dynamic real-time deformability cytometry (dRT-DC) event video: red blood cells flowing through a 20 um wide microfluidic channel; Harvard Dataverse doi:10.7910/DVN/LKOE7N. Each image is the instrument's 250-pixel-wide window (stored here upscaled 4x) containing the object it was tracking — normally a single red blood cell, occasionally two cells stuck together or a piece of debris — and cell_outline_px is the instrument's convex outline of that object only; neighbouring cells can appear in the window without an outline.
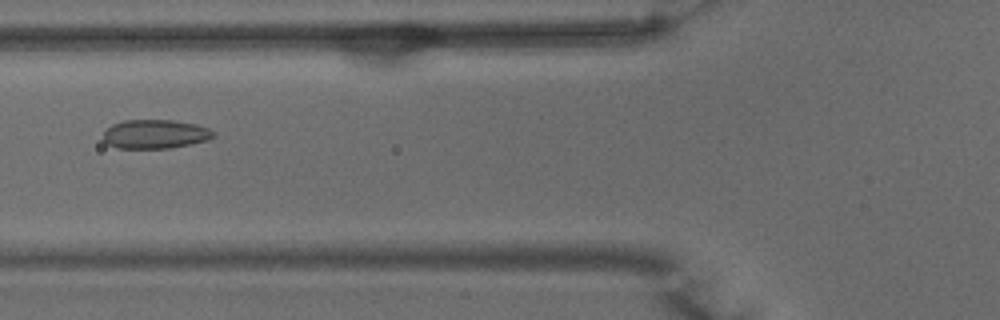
{"species": "common noctule bat (a hibernating species)", "species_latin": "Nyctalus noctula", "temperature_condition": "warm", "stored_images_in_passage": 43, "camera_frame_rate_fps": 3000, "um_per_image_px": 0.085, "animal": {"sex": "male", "body_mass_g": 15.6}, "frame": {"image": 1, "passage_image": 11, "time_ms": 3.333, "image_size_px": [1000, 320], "cell_outline_px": [[216, 136], [208, 140], [168, 148], [116, 148], [108, 144], [104, 140], [104, 132], [112, 124], [124, 120], [172, 120], [196, 124], [208, 128], [216, 132]], "centroid_in_image_um": [13.21, 11.39], "position_along_channel_um": 112.6, "area_um2": 18.55}}
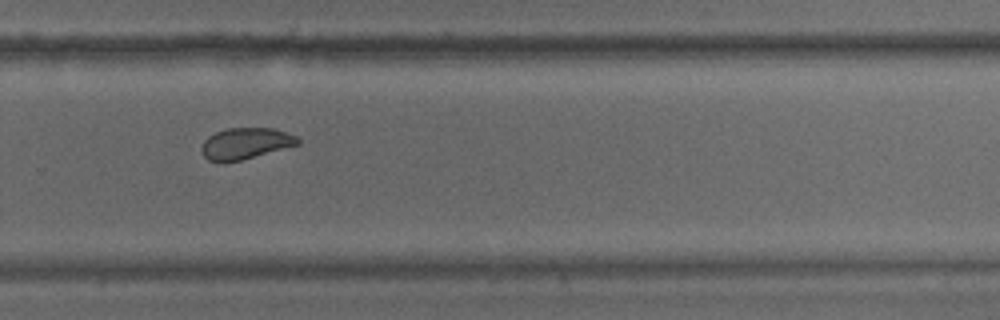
{"frame": {"image": 2, "passage_image": 26, "time_ms": 8.333, "image_size_px": [1000, 320], "cell_outline_px": [[300, 144], [240, 160], [224, 164], [220, 164], [208, 160], [204, 156], [200, 148], [204, 140], [208, 136], [216, 132], [228, 128], [272, 128], [296, 136], [300, 140]], "centroid_in_image_um": [20.81, 12.21], "position_along_channel_um": 309.0, "area_um2": 17.63}}
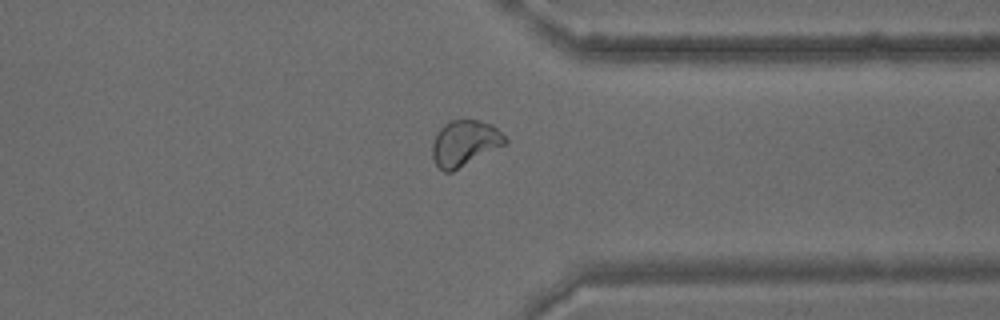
{"frame": {"image": 3, "passage_image": 31, "time_ms": 10.0, "image_size_px": [1000, 320], "cell_outline_px": [[508, 144], [452, 172], [444, 172], [436, 164], [432, 156], [432, 144], [436, 132], [444, 124], [452, 120], [480, 120], [492, 124], [508, 140]], "centroid_in_image_um": [39.51, 12.18], "position_along_channel_um": 371.9, "area_um2": 19.65}, "authors_computed_cell_mechanics": {"area_um2": 19.363, "velocity_mm_per_s": 3.93, "shape_relaxation_time_tau1_ms": null, "shape_relaxation_time_tau2_ms": 0.9768, "deformation_change_tau1": null, "deformation_change_tau2": 0.0573}}